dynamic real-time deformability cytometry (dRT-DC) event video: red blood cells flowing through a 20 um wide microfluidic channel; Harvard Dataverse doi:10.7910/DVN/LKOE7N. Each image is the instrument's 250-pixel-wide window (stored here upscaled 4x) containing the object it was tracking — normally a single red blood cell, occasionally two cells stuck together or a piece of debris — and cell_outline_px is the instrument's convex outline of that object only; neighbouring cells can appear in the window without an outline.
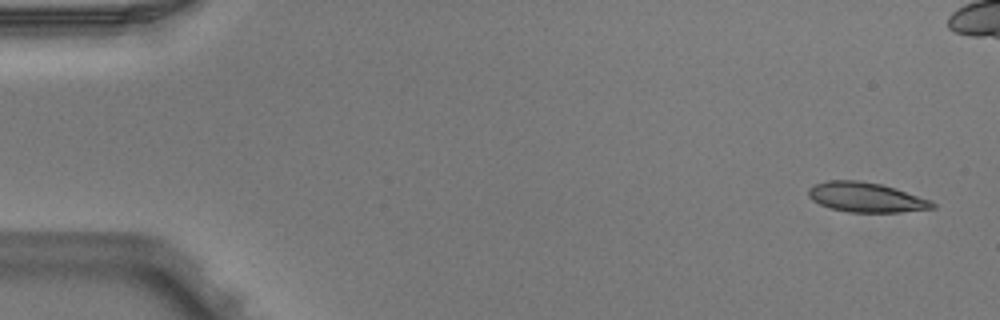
{"species": "Egyptian fruit bat (a non-hibernating species)", "species_latin": "Rousettus aegyptiacus", "temperature_condition": "warm", "stored_images_in_passage": 5, "camera_frame_rate_fps": 3000, "um_per_image_px": 0.085, "animal": {"sex": "male"}, "frame": {"image": 1, "passage_image": 1, "time_ms": 0.0, "image_size_px": [1000, 320], "cell_outline_px": [[936, 208], [900, 212], [848, 212], [832, 208], [820, 204], [812, 200], [808, 196], [808, 188], [816, 184], [828, 180], [860, 180], [880, 184], [896, 188], [932, 200], [936, 204]], "centroid_in_image_um": [73.64, 16.77], "position_along_channel_um": 11.4, "area_um2": 21.56}}